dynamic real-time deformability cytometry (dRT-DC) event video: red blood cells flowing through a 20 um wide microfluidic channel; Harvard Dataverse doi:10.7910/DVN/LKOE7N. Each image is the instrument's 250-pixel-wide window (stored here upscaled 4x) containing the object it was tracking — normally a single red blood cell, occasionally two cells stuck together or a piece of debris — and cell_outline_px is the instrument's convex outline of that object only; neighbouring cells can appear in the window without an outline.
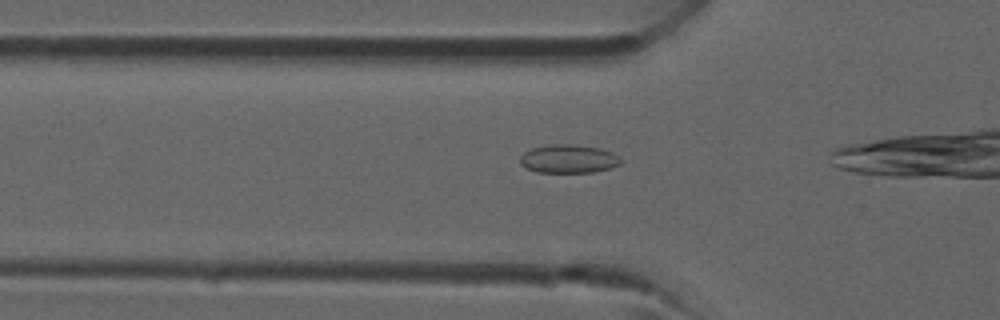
{"species": "common noctule bat (a hibernating species)", "species_latin": "Nyctalus noctula", "temperature_condition": "room temperature", "stored_images_in_passage": 17, "camera_frame_rate_fps": 3000, "um_per_image_px": 0.085, "animal": {"sex": "male", "forearm_length_mm": 52.5}, "frame": {"image": 1, "passage_image": 10, "time_ms": 3.0, "image_size_px": [1000, 320], "cell_outline_px": [[624, 160], [620, 164], [608, 168], [592, 172], [536, 172], [520, 164], [520, 156], [524, 152], [532, 148], [552, 144], [576, 144], [600, 148], [612, 152]], "centroid_in_image_um": [48.33, 13.49], "position_along_channel_um": 77.5, "area_um2": 16.7}}
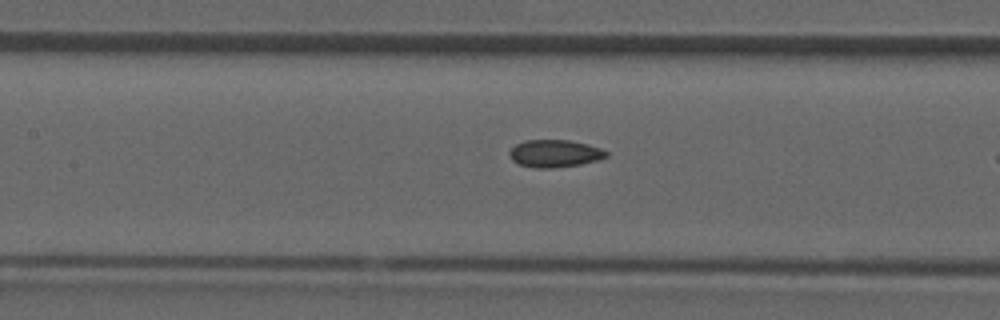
{"frame": {"image": 2, "passage_image": 15, "time_ms": 4.667, "image_size_px": [1000, 320], "cell_outline_px": [[608, 156], [596, 160], [580, 164], [552, 168], [536, 168], [520, 164], [512, 160], [508, 152], [516, 144], [524, 140], [568, 140], [588, 144], [600, 148], [608, 152]], "centroid_in_image_um": [47.14, 13.04], "position_along_channel_um": 160.3, "area_um2": 15.37}}